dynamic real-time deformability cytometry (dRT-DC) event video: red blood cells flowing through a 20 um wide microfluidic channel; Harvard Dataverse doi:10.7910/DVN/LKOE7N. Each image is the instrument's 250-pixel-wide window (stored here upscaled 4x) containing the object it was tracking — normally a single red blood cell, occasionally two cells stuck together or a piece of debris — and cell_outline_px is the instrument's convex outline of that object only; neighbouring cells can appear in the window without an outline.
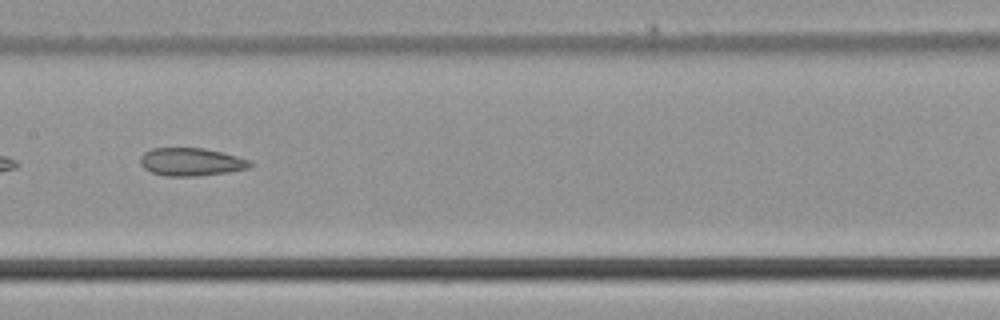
{"species": "common noctule bat (a hibernating species)", "species_latin": "Nyctalus noctula", "temperature_condition": "cold", "stored_images_in_passage": 34, "camera_frame_rate_fps": 3000, "um_per_image_px": 0.085, "animal": {"sex": "male", "body_mass_g": 21.5, "forearm_length_mm": 52.0}, "frame": {"image": 1, "passage_image": 10, "time_ms": 3.0, "image_size_px": [1000, 320], "cell_outline_px": [[252, 164], [248, 168], [228, 172], [196, 176], [164, 176], [152, 172], [144, 168], [140, 164], [140, 156], [144, 152], [152, 148], [204, 148], [236, 156], [248, 160]], "centroid_in_image_um": [16.19, 13.76], "position_along_channel_um": 191.2, "area_um2": 17.74}}